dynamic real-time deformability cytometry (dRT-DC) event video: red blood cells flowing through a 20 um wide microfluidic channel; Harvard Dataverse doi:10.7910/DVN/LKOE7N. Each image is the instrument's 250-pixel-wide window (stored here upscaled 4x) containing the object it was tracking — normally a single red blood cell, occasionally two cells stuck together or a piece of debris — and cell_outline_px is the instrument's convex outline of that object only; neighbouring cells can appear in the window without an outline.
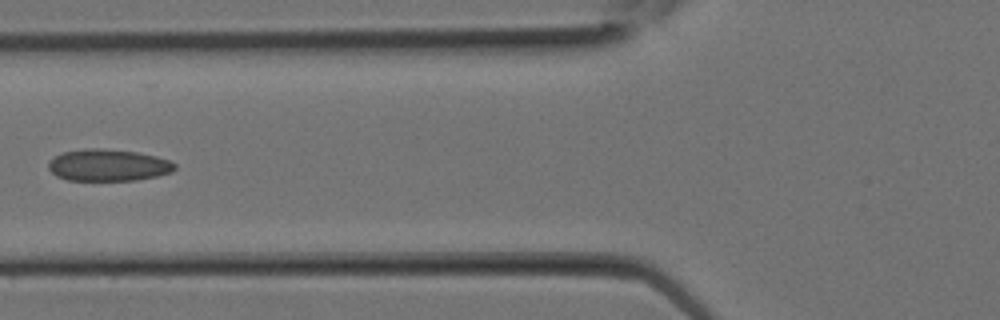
{"species": "Egyptian fruit bat (a non-hibernating species)", "species_latin": "Rousettus aegyptiacus", "temperature_condition": "room temperature", "stored_images_in_passage": 14, "camera_frame_rate_fps": 3000, "um_per_image_px": 0.085, "animal": {"sex": "female"}, "frame": {"image": 1, "passage_image": 10, "time_ms": 3.0, "image_size_px": [1000, 320], "cell_outline_px": [[176, 168], [172, 172], [156, 176], [136, 180], [68, 180], [56, 176], [48, 168], [48, 160], [64, 152], [84, 148], [100, 148], [136, 152], [156, 156], [168, 160], [176, 164]], "centroid_in_image_um": [9.18, 14.04], "position_along_channel_um": 116.6, "area_um2": 23.41}}
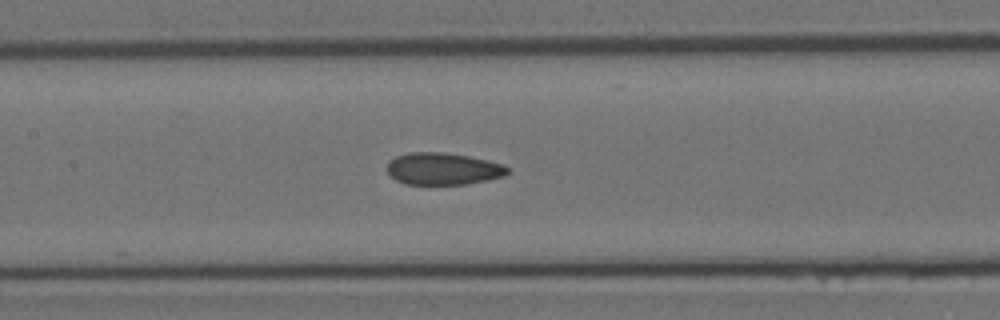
{"frame": {"image": 2, "passage_image": 12, "time_ms": 3.667, "image_size_px": [1000, 320], "cell_outline_px": [[512, 168], [504, 176], [464, 184], [404, 184], [396, 180], [388, 172], [388, 160], [396, 156], [408, 152], [444, 152], [468, 156], [504, 164]], "centroid_in_image_um": [37.66, 14.33], "position_along_channel_um": 169.7, "area_um2": 22.48}}
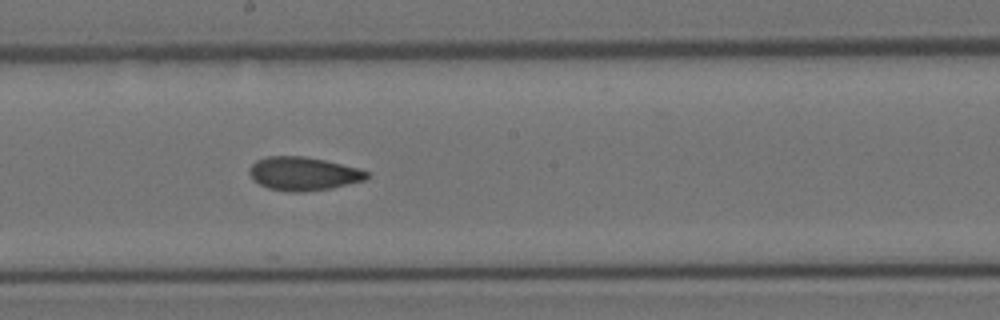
{"frame": {"image": 3, "passage_image": 14, "time_ms": 4.333, "image_size_px": [1000, 320], "cell_outline_px": [[372, 176], [364, 180], [332, 188], [300, 192], [288, 192], [268, 188], [260, 184], [248, 172], [248, 168], [256, 160], [268, 156], [304, 156], [324, 160], [360, 168], [368, 172]], "centroid_in_image_um": [25.81, 14.76], "position_along_channel_um": 222.4, "area_um2": 22.95}}